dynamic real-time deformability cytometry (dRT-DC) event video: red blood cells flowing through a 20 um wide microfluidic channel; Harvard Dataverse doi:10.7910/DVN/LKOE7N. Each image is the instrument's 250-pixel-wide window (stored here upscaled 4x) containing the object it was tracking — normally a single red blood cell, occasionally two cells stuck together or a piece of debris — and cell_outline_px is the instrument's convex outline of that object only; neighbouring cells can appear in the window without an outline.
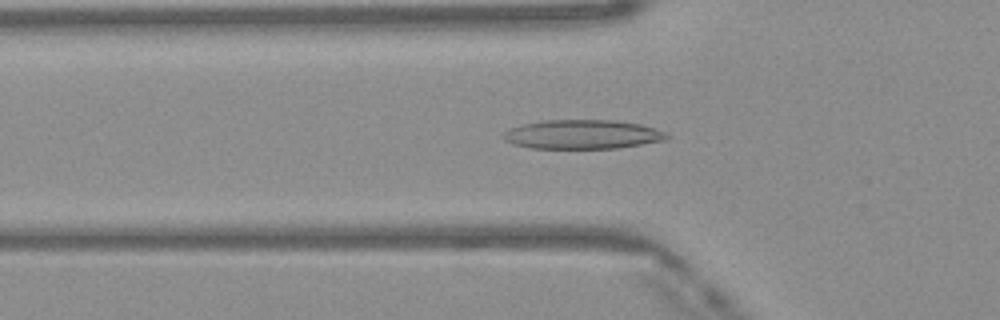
{"species": "Egyptian fruit bat (a non-hibernating species)", "species_latin": "Rousettus aegyptiacus", "temperature_condition": "warm", "stored_images_in_passage": 49, "camera_frame_rate_fps": 3000, "um_per_image_px": 0.085, "frame": {"image": 1, "passage_image": 17, "time_ms": 5.333, "image_size_px": [1000, 320], "cell_outline_px": [[672, 136], [668, 140], [620, 148], [532, 148], [512, 144], [504, 140], [504, 132], [512, 128], [524, 124], [544, 120], [612, 120], [640, 124], [664, 132]], "centroid_in_image_um": [49.55, 11.43], "position_along_channel_um": 76.2, "area_um2": 27.69}}
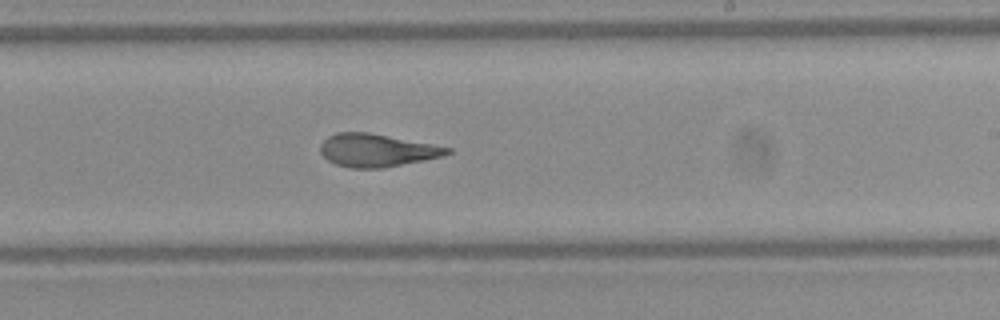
{"frame": {"image": 2, "passage_image": 30, "time_ms": 9.667, "image_size_px": [1000, 320], "cell_outline_px": [[452, 152], [444, 156], [384, 168], [348, 168], [336, 164], [328, 160], [320, 152], [320, 144], [328, 136], [336, 132], [368, 132], [432, 144], [452, 148]], "centroid_in_image_um": [32.02, 12.78], "position_along_channel_um": 257.0, "area_um2": 24.33}}
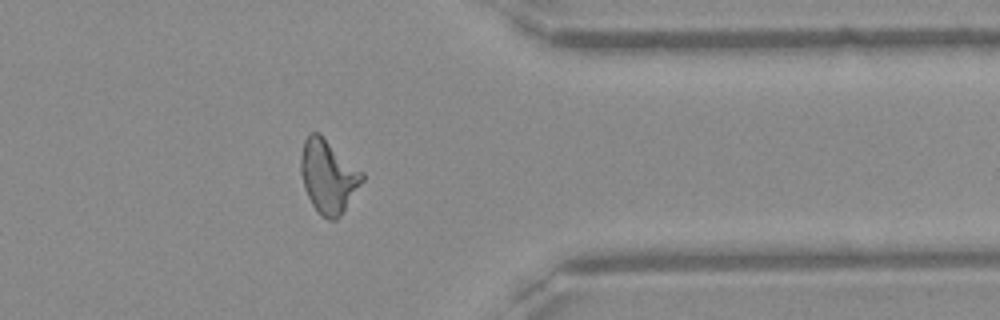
{"frame": {"image": 3, "passage_image": 40, "time_ms": 13.0, "image_size_px": [1000, 320], "cell_outline_px": [[364, 180], [344, 212], [336, 220], [328, 220], [320, 216], [312, 204], [304, 188], [300, 172], [300, 156], [304, 140], [312, 132], [320, 132], [364, 172]], "centroid_in_image_um": [27.91, 14.99], "position_along_channel_um": 383.5, "area_um2": 26.7}, "authors_computed_cell_mechanics": {"area_um2": 25.8366, "velocity_mm_per_s": 4.1402, "shape_relaxation_time_tau1_ms": null, "shape_relaxation_time_tau2_ms": 1.8698, "deformation_change_tau1": null, "deformation_change_tau2": 0.1061}}